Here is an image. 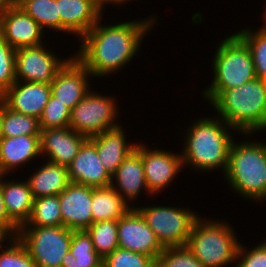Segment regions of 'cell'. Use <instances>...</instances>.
I'll return each instance as SVG.
<instances>
[{
	"mask_svg": "<svg viewBox=\"0 0 266 267\" xmlns=\"http://www.w3.org/2000/svg\"><path fill=\"white\" fill-rule=\"evenodd\" d=\"M157 16L105 26L103 17L81 38L74 56L96 78L121 72L137 56ZM156 20V21H155ZM122 69V70H121Z\"/></svg>",
	"mask_w": 266,
	"mask_h": 267,
	"instance_id": "6da1fadb",
	"label": "cell"
},
{
	"mask_svg": "<svg viewBox=\"0 0 266 267\" xmlns=\"http://www.w3.org/2000/svg\"><path fill=\"white\" fill-rule=\"evenodd\" d=\"M186 130L183 151L180 152L183 168L188 166L198 172L221 169L224 175L234 141L230 130L237 131L219 116L200 117Z\"/></svg>",
	"mask_w": 266,
	"mask_h": 267,
	"instance_id": "7a4b0ae2",
	"label": "cell"
},
{
	"mask_svg": "<svg viewBox=\"0 0 266 267\" xmlns=\"http://www.w3.org/2000/svg\"><path fill=\"white\" fill-rule=\"evenodd\" d=\"M209 104L245 137L266 131V80L255 78L240 87L223 90Z\"/></svg>",
	"mask_w": 266,
	"mask_h": 267,
	"instance_id": "3957f363",
	"label": "cell"
},
{
	"mask_svg": "<svg viewBox=\"0 0 266 267\" xmlns=\"http://www.w3.org/2000/svg\"><path fill=\"white\" fill-rule=\"evenodd\" d=\"M231 190L253 201L266 200V144L233 141L224 174Z\"/></svg>",
	"mask_w": 266,
	"mask_h": 267,
	"instance_id": "277c9868",
	"label": "cell"
},
{
	"mask_svg": "<svg viewBox=\"0 0 266 267\" xmlns=\"http://www.w3.org/2000/svg\"><path fill=\"white\" fill-rule=\"evenodd\" d=\"M226 37L220 41L211 61L212 82L202 91L204 100L209 103L221 91L240 87L257 78L252 54L246 43L236 33Z\"/></svg>",
	"mask_w": 266,
	"mask_h": 267,
	"instance_id": "5b68a950",
	"label": "cell"
},
{
	"mask_svg": "<svg viewBox=\"0 0 266 267\" xmlns=\"http://www.w3.org/2000/svg\"><path fill=\"white\" fill-rule=\"evenodd\" d=\"M209 219L200 216L195 221L186 246L204 267L231 265L240 245L235 230L228 221Z\"/></svg>",
	"mask_w": 266,
	"mask_h": 267,
	"instance_id": "8992f818",
	"label": "cell"
},
{
	"mask_svg": "<svg viewBox=\"0 0 266 267\" xmlns=\"http://www.w3.org/2000/svg\"><path fill=\"white\" fill-rule=\"evenodd\" d=\"M135 208L164 248L186 246L192 227L199 218V214L188 207L145 205Z\"/></svg>",
	"mask_w": 266,
	"mask_h": 267,
	"instance_id": "52a82bcc",
	"label": "cell"
},
{
	"mask_svg": "<svg viewBox=\"0 0 266 267\" xmlns=\"http://www.w3.org/2000/svg\"><path fill=\"white\" fill-rule=\"evenodd\" d=\"M72 236L73 230L64 226H21L17 238L25 245L37 267H61Z\"/></svg>",
	"mask_w": 266,
	"mask_h": 267,
	"instance_id": "ba28073f",
	"label": "cell"
},
{
	"mask_svg": "<svg viewBox=\"0 0 266 267\" xmlns=\"http://www.w3.org/2000/svg\"><path fill=\"white\" fill-rule=\"evenodd\" d=\"M118 109L115 97L90 90L71 110L69 127L87 138L96 136L121 125Z\"/></svg>",
	"mask_w": 266,
	"mask_h": 267,
	"instance_id": "9c48e42d",
	"label": "cell"
},
{
	"mask_svg": "<svg viewBox=\"0 0 266 267\" xmlns=\"http://www.w3.org/2000/svg\"><path fill=\"white\" fill-rule=\"evenodd\" d=\"M45 43L39 46L22 47L15 52L16 81L50 84L59 69L69 59L54 55Z\"/></svg>",
	"mask_w": 266,
	"mask_h": 267,
	"instance_id": "30bf717a",
	"label": "cell"
},
{
	"mask_svg": "<svg viewBox=\"0 0 266 267\" xmlns=\"http://www.w3.org/2000/svg\"><path fill=\"white\" fill-rule=\"evenodd\" d=\"M135 150L141 155L150 197L171 186L176 175L184 169L181 154L149 149L145 143H137Z\"/></svg>",
	"mask_w": 266,
	"mask_h": 267,
	"instance_id": "8fae6325",
	"label": "cell"
},
{
	"mask_svg": "<svg viewBox=\"0 0 266 267\" xmlns=\"http://www.w3.org/2000/svg\"><path fill=\"white\" fill-rule=\"evenodd\" d=\"M117 234L119 248L148 255L154 260L164 249L136 208H131L118 220Z\"/></svg>",
	"mask_w": 266,
	"mask_h": 267,
	"instance_id": "7c38bea8",
	"label": "cell"
},
{
	"mask_svg": "<svg viewBox=\"0 0 266 267\" xmlns=\"http://www.w3.org/2000/svg\"><path fill=\"white\" fill-rule=\"evenodd\" d=\"M71 56L56 73L50 87L51 95L72 110L92 89L89 81L93 76L74 55Z\"/></svg>",
	"mask_w": 266,
	"mask_h": 267,
	"instance_id": "4fadbf2b",
	"label": "cell"
},
{
	"mask_svg": "<svg viewBox=\"0 0 266 267\" xmlns=\"http://www.w3.org/2000/svg\"><path fill=\"white\" fill-rule=\"evenodd\" d=\"M44 30L20 7H10L0 17V36L14 48L43 44Z\"/></svg>",
	"mask_w": 266,
	"mask_h": 267,
	"instance_id": "5bb4252c",
	"label": "cell"
},
{
	"mask_svg": "<svg viewBox=\"0 0 266 267\" xmlns=\"http://www.w3.org/2000/svg\"><path fill=\"white\" fill-rule=\"evenodd\" d=\"M62 226L73 231L86 230L92 223V187L70 183L59 194Z\"/></svg>",
	"mask_w": 266,
	"mask_h": 267,
	"instance_id": "9a60e30c",
	"label": "cell"
},
{
	"mask_svg": "<svg viewBox=\"0 0 266 267\" xmlns=\"http://www.w3.org/2000/svg\"><path fill=\"white\" fill-rule=\"evenodd\" d=\"M87 139L69 126L41 129V156L49 162L67 167Z\"/></svg>",
	"mask_w": 266,
	"mask_h": 267,
	"instance_id": "2e32d148",
	"label": "cell"
},
{
	"mask_svg": "<svg viewBox=\"0 0 266 267\" xmlns=\"http://www.w3.org/2000/svg\"><path fill=\"white\" fill-rule=\"evenodd\" d=\"M50 96V84L22 81H16L1 95L9 109L38 119Z\"/></svg>",
	"mask_w": 266,
	"mask_h": 267,
	"instance_id": "e0dca14e",
	"label": "cell"
},
{
	"mask_svg": "<svg viewBox=\"0 0 266 267\" xmlns=\"http://www.w3.org/2000/svg\"><path fill=\"white\" fill-rule=\"evenodd\" d=\"M67 169L71 183L93 188L111 185L112 176L101 163L96 146L89 139L83 143Z\"/></svg>",
	"mask_w": 266,
	"mask_h": 267,
	"instance_id": "ac0fdd59",
	"label": "cell"
},
{
	"mask_svg": "<svg viewBox=\"0 0 266 267\" xmlns=\"http://www.w3.org/2000/svg\"><path fill=\"white\" fill-rule=\"evenodd\" d=\"M60 15V33L80 39L99 21L103 10L94 0H56Z\"/></svg>",
	"mask_w": 266,
	"mask_h": 267,
	"instance_id": "d6986e66",
	"label": "cell"
},
{
	"mask_svg": "<svg viewBox=\"0 0 266 267\" xmlns=\"http://www.w3.org/2000/svg\"><path fill=\"white\" fill-rule=\"evenodd\" d=\"M111 186L131 208H135L132 202L138 200L139 194L142 191H145L144 193H147L149 196L150 193L145 180L143 162L141 155L136 150H133L122 161L116 172L112 175Z\"/></svg>",
	"mask_w": 266,
	"mask_h": 267,
	"instance_id": "ffe728a7",
	"label": "cell"
},
{
	"mask_svg": "<svg viewBox=\"0 0 266 267\" xmlns=\"http://www.w3.org/2000/svg\"><path fill=\"white\" fill-rule=\"evenodd\" d=\"M41 155L40 135H21L0 139V175H10ZM33 159V160H32ZM18 167V168H17ZM14 170V171H13Z\"/></svg>",
	"mask_w": 266,
	"mask_h": 267,
	"instance_id": "44dd1931",
	"label": "cell"
},
{
	"mask_svg": "<svg viewBox=\"0 0 266 267\" xmlns=\"http://www.w3.org/2000/svg\"><path fill=\"white\" fill-rule=\"evenodd\" d=\"M122 128L120 125L88 138L96 146L98 157L111 176L137 145V143H127L126 132Z\"/></svg>",
	"mask_w": 266,
	"mask_h": 267,
	"instance_id": "7402d4cb",
	"label": "cell"
},
{
	"mask_svg": "<svg viewBox=\"0 0 266 267\" xmlns=\"http://www.w3.org/2000/svg\"><path fill=\"white\" fill-rule=\"evenodd\" d=\"M6 176L8 175H1V190L5 209L8 218L20 228L29 219L34 197L27 179H25L26 181L16 180V182L15 180H8Z\"/></svg>",
	"mask_w": 266,
	"mask_h": 267,
	"instance_id": "603a6c76",
	"label": "cell"
},
{
	"mask_svg": "<svg viewBox=\"0 0 266 267\" xmlns=\"http://www.w3.org/2000/svg\"><path fill=\"white\" fill-rule=\"evenodd\" d=\"M46 161L36 169L27 181L34 199L39 197L59 195L71 183L66 166Z\"/></svg>",
	"mask_w": 266,
	"mask_h": 267,
	"instance_id": "cb8c5ba5",
	"label": "cell"
},
{
	"mask_svg": "<svg viewBox=\"0 0 266 267\" xmlns=\"http://www.w3.org/2000/svg\"><path fill=\"white\" fill-rule=\"evenodd\" d=\"M92 217L93 222L104 220H119L131 206L110 185L107 187H92Z\"/></svg>",
	"mask_w": 266,
	"mask_h": 267,
	"instance_id": "d4e9b609",
	"label": "cell"
},
{
	"mask_svg": "<svg viewBox=\"0 0 266 267\" xmlns=\"http://www.w3.org/2000/svg\"><path fill=\"white\" fill-rule=\"evenodd\" d=\"M61 267H103V258L95 251L86 230L73 231L69 251L64 255Z\"/></svg>",
	"mask_w": 266,
	"mask_h": 267,
	"instance_id": "484cf974",
	"label": "cell"
},
{
	"mask_svg": "<svg viewBox=\"0 0 266 267\" xmlns=\"http://www.w3.org/2000/svg\"><path fill=\"white\" fill-rule=\"evenodd\" d=\"M22 226H62L59 195L34 199L29 219Z\"/></svg>",
	"mask_w": 266,
	"mask_h": 267,
	"instance_id": "4316f807",
	"label": "cell"
},
{
	"mask_svg": "<svg viewBox=\"0 0 266 267\" xmlns=\"http://www.w3.org/2000/svg\"><path fill=\"white\" fill-rule=\"evenodd\" d=\"M264 21V25L258 30L244 28L236 32L249 47L256 77L262 80H266V20Z\"/></svg>",
	"mask_w": 266,
	"mask_h": 267,
	"instance_id": "83f0119b",
	"label": "cell"
},
{
	"mask_svg": "<svg viewBox=\"0 0 266 267\" xmlns=\"http://www.w3.org/2000/svg\"><path fill=\"white\" fill-rule=\"evenodd\" d=\"M118 220L93 222L87 229L95 251L104 259L118 248Z\"/></svg>",
	"mask_w": 266,
	"mask_h": 267,
	"instance_id": "f1b7e54d",
	"label": "cell"
},
{
	"mask_svg": "<svg viewBox=\"0 0 266 267\" xmlns=\"http://www.w3.org/2000/svg\"><path fill=\"white\" fill-rule=\"evenodd\" d=\"M39 119L15 112L7 106L2 118V137H16L21 135H40Z\"/></svg>",
	"mask_w": 266,
	"mask_h": 267,
	"instance_id": "f546056e",
	"label": "cell"
},
{
	"mask_svg": "<svg viewBox=\"0 0 266 267\" xmlns=\"http://www.w3.org/2000/svg\"><path fill=\"white\" fill-rule=\"evenodd\" d=\"M31 16L43 29L48 28L57 33L60 31V15L56 0H29L21 7Z\"/></svg>",
	"mask_w": 266,
	"mask_h": 267,
	"instance_id": "4dcf8cb0",
	"label": "cell"
},
{
	"mask_svg": "<svg viewBox=\"0 0 266 267\" xmlns=\"http://www.w3.org/2000/svg\"><path fill=\"white\" fill-rule=\"evenodd\" d=\"M71 109L52 95L39 118L40 129L68 127Z\"/></svg>",
	"mask_w": 266,
	"mask_h": 267,
	"instance_id": "1f68e13d",
	"label": "cell"
},
{
	"mask_svg": "<svg viewBox=\"0 0 266 267\" xmlns=\"http://www.w3.org/2000/svg\"><path fill=\"white\" fill-rule=\"evenodd\" d=\"M4 248L0 249V267H37L25 245L17 237L8 241Z\"/></svg>",
	"mask_w": 266,
	"mask_h": 267,
	"instance_id": "d6a6232c",
	"label": "cell"
},
{
	"mask_svg": "<svg viewBox=\"0 0 266 267\" xmlns=\"http://www.w3.org/2000/svg\"><path fill=\"white\" fill-rule=\"evenodd\" d=\"M157 260L163 267H204L187 246L166 247Z\"/></svg>",
	"mask_w": 266,
	"mask_h": 267,
	"instance_id": "836d02e7",
	"label": "cell"
},
{
	"mask_svg": "<svg viewBox=\"0 0 266 267\" xmlns=\"http://www.w3.org/2000/svg\"><path fill=\"white\" fill-rule=\"evenodd\" d=\"M15 52L0 36V96L16 82Z\"/></svg>",
	"mask_w": 266,
	"mask_h": 267,
	"instance_id": "e575fe53",
	"label": "cell"
},
{
	"mask_svg": "<svg viewBox=\"0 0 266 267\" xmlns=\"http://www.w3.org/2000/svg\"><path fill=\"white\" fill-rule=\"evenodd\" d=\"M153 260L148 255L118 247L103 259V267H148Z\"/></svg>",
	"mask_w": 266,
	"mask_h": 267,
	"instance_id": "d590c367",
	"label": "cell"
},
{
	"mask_svg": "<svg viewBox=\"0 0 266 267\" xmlns=\"http://www.w3.org/2000/svg\"><path fill=\"white\" fill-rule=\"evenodd\" d=\"M247 248L240 242L235 267H266V241L259 243L250 250Z\"/></svg>",
	"mask_w": 266,
	"mask_h": 267,
	"instance_id": "8d00e7d4",
	"label": "cell"
},
{
	"mask_svg": "<svg viewBox=\"0 0 266 267\" xmlns=\"http://www.w3.org/2000/svg\"><path fill=\"white\" fill-rule=\"evenodd\" d=\"M0 226L3 227L13 238L17 237L19 228L8 218L5 209L3 193L1 190V175H0Z\"/></svg>",
	"mask_w": 266,
	"mask_h": 267,
	"instance_id": "74e56055",
	"label": "cell"
},
{
	"mask_svg": "<svg viewBox=\"0 0 266 267\" xmlns=\"http://www.w3.org/2000/svg\"><path fill=\"white\" fill-rule=\"evenodd\" d=\"M13 237L0 226V249L5 247L4 242L8 243Z\"/></svg>",
	"mask_w": 266,
	"mask_h": 267,
	"instance_id": "f35d334b",
	"label": "cell"
},
{
	"mask_svg": "<svg viewBox=\"0 0 266 267\" xmlns=\"http://www.w3.org/2000/svg\"><path fill=\"white\" fill-rule=\"evenodd\" d=\"M12 7L11 0H0V17Z\"/></svg>",
	"mask_w": 266,
	"mask_h": 267,
	"instance_id": "ab89813d",
	"label": "cell"
},
{
	"mask_svg": "<svg viewBox=\"0 0 266 267\" xmlns=\"http://www.w3.org/2000/svg\"><path fill=\"white\" fill-rule=\"evenodd\" d=\"M5 107H6L5 100L0 96V139L2 138V118Z\"/></svg>",
	"mask_w": 266,
	"mask_h": 267,
	"instance_id": "60d3db41",
	"label": "cell"
},
{
	"mask_svg": "<svg viewBox=\"0 0 266 267\" xmlns=\"http://www.w3.org/2000/svg\"><path fill=\"white\" fill-rule=\"evenodd\" d=\"M126 1H127V4H128V1L130 2L131 0H106V4H108V3L110 5L111 4L117 5L118 4V6H120L119 4H121V5L124 4L125 5L126 4Z\"/></svg>",
	"mask_w": 266,
	"mask_h": 267,
	"instance_id": "b9f144b4",
	"label": "cell"
},
{
	"mask_svg": "<svg viewBox=\"0 0 266 267\" xmlns=\"http://www.w3.org/2000/svg\"><path fill=\"white\" fill-rule=\"evenodd\" d=\"M26 1L29 0H11V3L14 7H21Z\"/></svg>",
	"mask_w": 266,
	"mask_h": 267,
	"instance_id": "7bdbcfd3",
	"label": "cell"
},
{
	"mask_svg": "<svg viewBox=\"0 0 266 267\" xmlns=\"http://www.w3.org/2000/svg\"><path fill=\"white\" fill-rule=\"evenodd\" d=\"M148 267H163L160 262L156 259V260H153Z\"/></svg>",
	"mask_w": 266,
	"mask_h": 267,
	"instance_id": "ee69618b",
	"label": "cell"
},
{
	"mask_svg": "<svg viewBox=\"0 0 266 267\" xmlns=\"http://www.w3.org/2000/svg\"><path fill=\"white\" fill-rule=\"evenodd\" d=\"M98 6L103 10L106 5V0H94Z\"/></svg>",
	"mask_w": 266,
	"mask_h": 267,
	"instance_id": "f6af8a7d",
	"label": "cell"
}]
</instances>
